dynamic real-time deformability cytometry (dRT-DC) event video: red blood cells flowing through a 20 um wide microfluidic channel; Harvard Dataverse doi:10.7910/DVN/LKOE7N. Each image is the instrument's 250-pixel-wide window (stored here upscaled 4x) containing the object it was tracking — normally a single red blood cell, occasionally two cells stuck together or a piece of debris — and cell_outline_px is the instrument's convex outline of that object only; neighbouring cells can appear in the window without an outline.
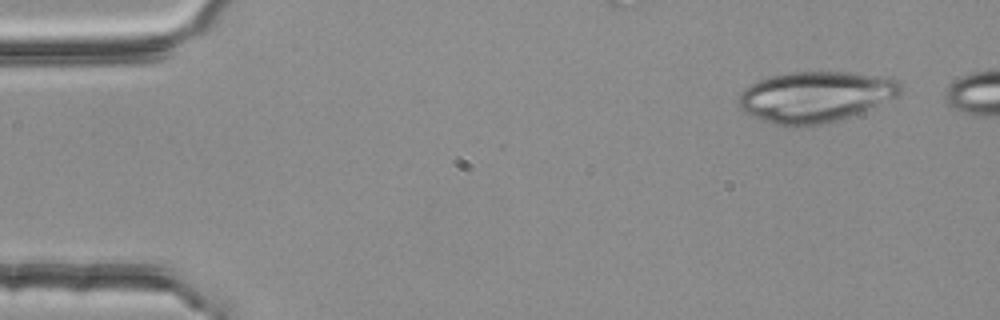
{"species": "common noctule bat (a hibernating species)", "species_latin": "Nyctalus noctula", "temperature_condition": "room temperature", "stored_images_in_passage": 4, "camera_frame_rate_fps": 3000, "um_per_image_px": 0.085, "animal": {"sex": "female", "body_mass_g": 25.1}, "frame": {"image": 1, "passage_image": 1, "time_ms": 0.0, "image_size_px": [1000, 320], "cell_outline_px": [[904, 88], [896, 96], [860, 112], [836, 120], [820, 124], [792, 128], [772, 124], [760, 120], [744, 112], [740, 108], [740, 92], [744, 88], [760, 80], [772, 76], [788, 72], [852, 72], [892, 76], [900, 80]], "centroid_in_image_um": [69.33, 8.22], "position_along_channel_um": 15.7, "area_um2": 48.21}}